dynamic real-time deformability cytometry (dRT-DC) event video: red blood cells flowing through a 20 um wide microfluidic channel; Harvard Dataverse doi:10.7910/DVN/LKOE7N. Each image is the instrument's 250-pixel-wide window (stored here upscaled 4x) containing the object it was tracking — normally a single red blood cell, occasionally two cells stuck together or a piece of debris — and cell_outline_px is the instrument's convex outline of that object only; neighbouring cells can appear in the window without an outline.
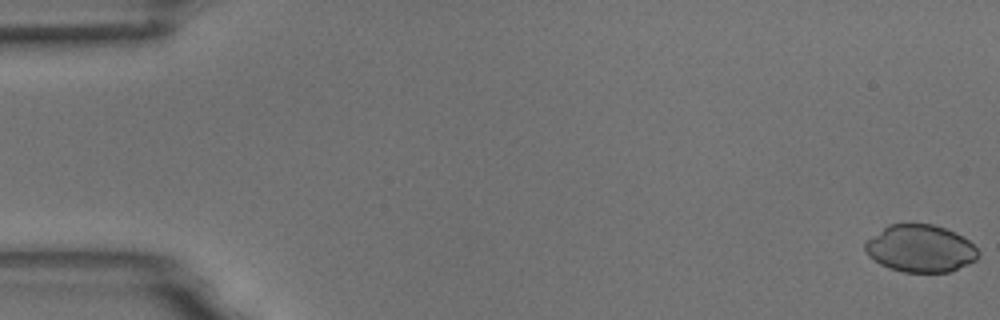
{"species": "common noctule bat (a hibernating species)", "species_latin": "Nyctalus noctula", "temperature_condition": "room temperature", "stored_images_in_passage": 55, "camera_frame_rate_fps": 3000, "um_per_image_px": 0.085, "animal": {"sex": "male", "body_mass_g": 18.8}, "frame": {"image": 1, "passage_image": 1, "time_ms": 0.0, "image_size_px": [1000, 320], "cell_outline_px": [[980, 256], [976, 260], [948, 272], [904, 272], [888, 268], [880, 264], [868, 256], [864, 248], [864, 244], [868, 240], [888, 224], [932, 224], [956, 232], [968, 240], [980, 252]], "centroid_in_image_um": [78.23, 21.13], "position_along_channel_um": 6.8, "area_um2": 31.1}}
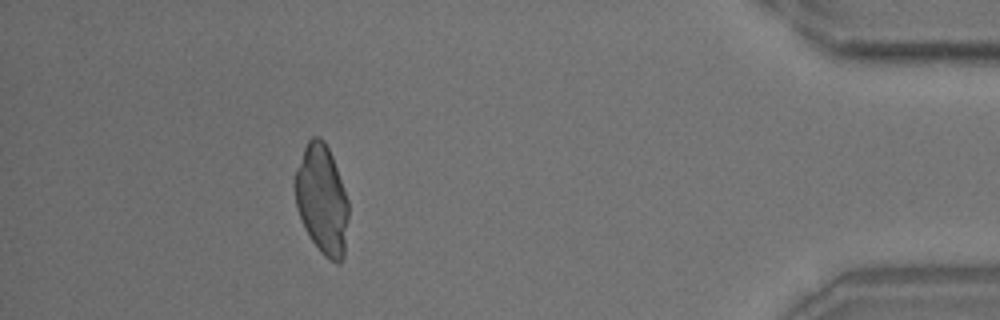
{"frame": {"image": 2, "passage_image": 50, "time_ms": 16.333, "image_size_px": [1000, 320], "cell_outline_px": [[348, 216], [344, 256], [340, 264], [336, 264], [324, 256], [320, 252], [304, 228], [300, 220], [296, 208], [296, 168], [304, 148], [308, 140], [312, 136], [320, 136], [324, 140], [332, 156], [348, 200]], "centroid_in_image_um": [27.37, 16.99], "position_along_channel_um": 407.8, "area_um2": 33.99}}